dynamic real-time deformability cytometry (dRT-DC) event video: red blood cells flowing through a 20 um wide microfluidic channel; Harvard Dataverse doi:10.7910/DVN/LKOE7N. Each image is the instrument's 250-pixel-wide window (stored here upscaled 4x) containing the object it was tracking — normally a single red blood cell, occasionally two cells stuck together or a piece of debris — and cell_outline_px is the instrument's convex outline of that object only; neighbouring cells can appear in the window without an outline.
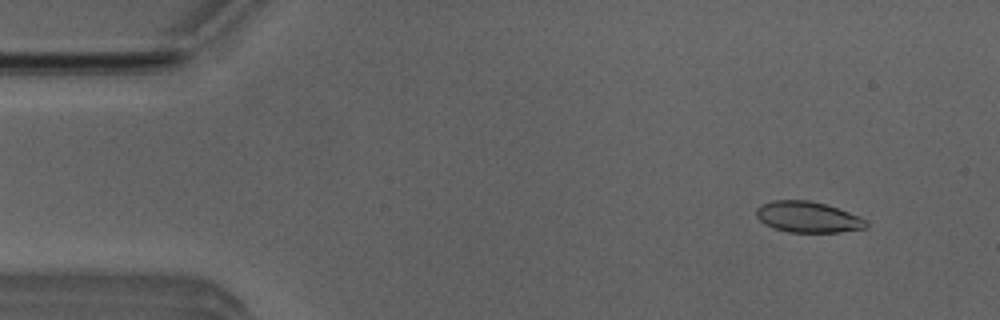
{"species": "Egyptian fruit bat (a non-hibernating species)", "species_latin": "Rousettus aegyptiacus", "temperature_condition": "room temperature", "stored_images_in_passage": 4, "segment_of_instrument_passage": [2, 2], "camera_frame_rate_fps": 3000, "um_per_image_px": 0.085, "animal": {"sex": "male"}, "frame": {"image": 1, "passage_image": 4, "time_ms": 1.0, "image_size_px": [1000, 320], "cell_outline_px": [[868, 224], [864, 228], [840, 232], [788, 232], [772, 228], [764, 224], [756, 216], [756, 208], [760, 204], [772, 200], [808, 200], [824, 204], [860, 216], [868, 220]], "centroid_in_image_um": [68.63, 18.45], "position_along_channel_um": 16.4, "area_um2": 19.88}}